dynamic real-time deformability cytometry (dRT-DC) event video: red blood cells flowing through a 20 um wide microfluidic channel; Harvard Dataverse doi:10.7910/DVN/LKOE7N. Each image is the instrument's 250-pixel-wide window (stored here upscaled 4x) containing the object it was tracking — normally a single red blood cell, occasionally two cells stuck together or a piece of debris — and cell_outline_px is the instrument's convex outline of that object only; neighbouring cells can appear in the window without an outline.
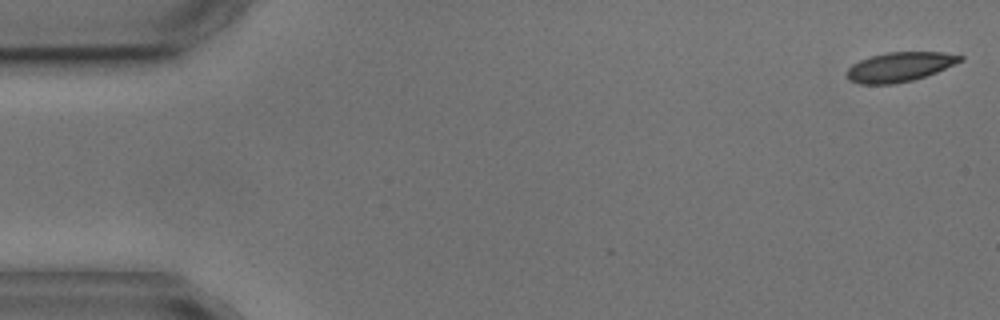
{"species": "common noctule bat (a hibernating species)", "species_latin": "Nyctalus noctula", "temperature_condition": "cold", "stored_images_in_passage": 5, "segment_of_instrument_passage": [1, 2], "camera_frame_rate_fps": 3000, "um_per_image_px": 0.085, "animal": {"sex": "male", "body_mass_g": 17.9, "forearm_length_mm": 54.2}, "frame": {"image": 1, "passage_image": 1, "time_ms": 0.0, "image_size_px": [1000, 320], "cell_outline_px": [[964, 60], [936, 72], [912, 80], [892, 84], [860, 84], [848, 80], [848, 68], [852, 64], [860, 60], [872, 56], [888, 52], [944, 52], [964, 56]], "centroid_in_image_um": [76.48, 5.68], "position_along_channel_um": 8.5, "area_um2": 19.31}}